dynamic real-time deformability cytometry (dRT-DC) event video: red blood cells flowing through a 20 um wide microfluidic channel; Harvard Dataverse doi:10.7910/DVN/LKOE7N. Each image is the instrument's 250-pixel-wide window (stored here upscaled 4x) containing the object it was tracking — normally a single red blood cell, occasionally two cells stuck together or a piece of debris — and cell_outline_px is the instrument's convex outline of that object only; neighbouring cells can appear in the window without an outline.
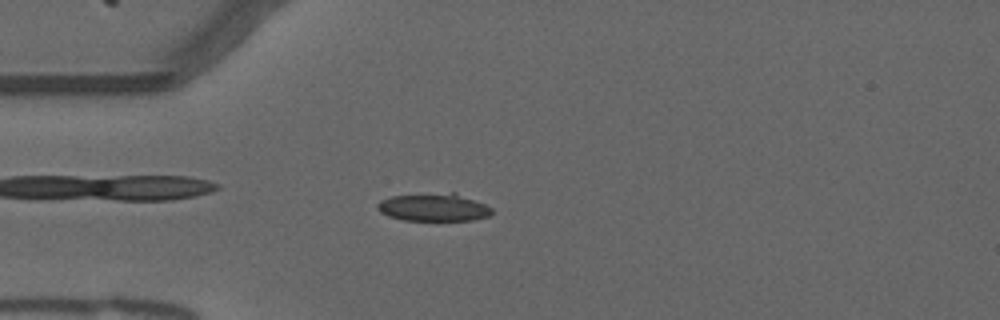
{"species": "common noctule bat (a hibernating species)", "species_latin": "Nyctalus noctula", "temperature_condition": "warm", "stored_images_in_passage": 54, "camera_frame_rate_fps": 3000, "um_per_image_px": 0.085, "animal": {"sex": "male", "forearm_length_mm": 52.5}, "frame": {"image": 1, "passage_image": 14, "time_ms": 4.333, "image_size_px": [1000, 320], "cell_outline_px": [[492, 212], [488, 216], [472, 220], [404, 220], [388, 216], [380, 212], [376, 208], [376, 204], [380, 200], [392, 196], [452, 192], [456, 192], [484, 204], [492, 208]], "centroid_in_image_um": [36.84, 17.62], "position_along_channel_um": 48.2, "area_um2": 18.5}}
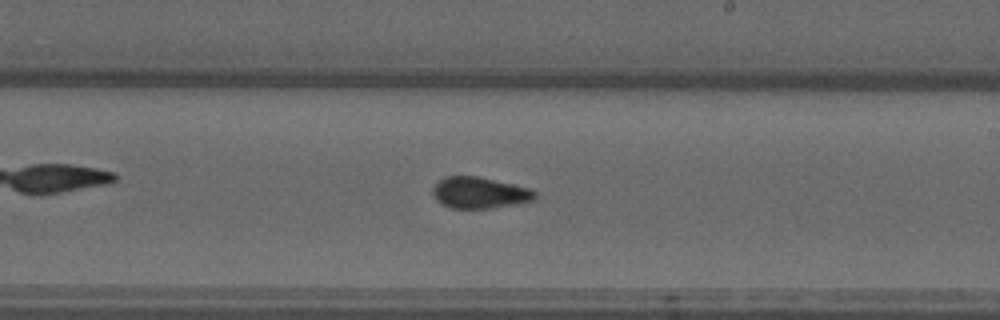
{"frame": {"image": 2, "passage_image": 31, "time_ms": 10.0, "image_size_px": [1000, 320], "cell_outline_px": [[536, 200], [516, 204], [492, 208], [452, 208], [440, 204], [436, 200], [432, 192], [432, 188], [444, 176], [476, 176], [532, 188], [536, 192]], "centroid_in_image_um": [40.78, 16.39], "position_along_channel_um": 248.2, "area_um2": 18.79}}
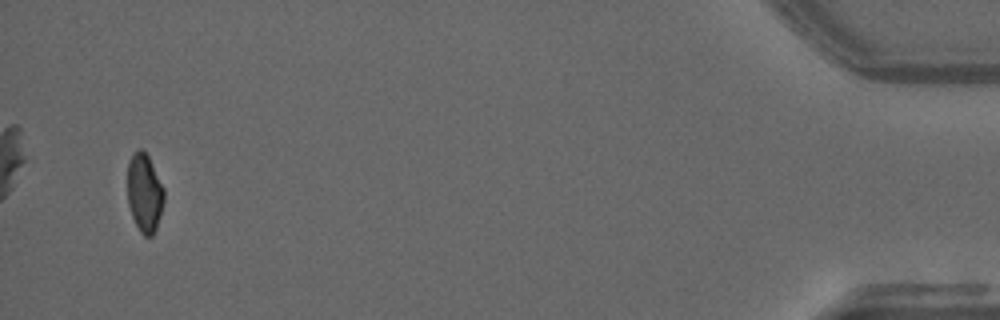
{"frame": {"image": 3, "passage_image": 52, "time_ms": 17.0, "image_size_px": [1000, 320], "cell_outline_px": [[164, 200], [156, 228], [152, 236], [144, 236], [140, 232], [132, 216], [128, 204], [128, 164], [136, 148], [140, 148], [148, 156], [164, 188]], "centroid_in_image_um": [12.28, 16.4], "position_along_channel_um": 422.9, "area_um2": 16.53}, "authors_computed_cell_mechanics": {"area_um2": 18.3515, "velocity_mm_per_s": 3.7505, "shape_relaxation_time_tau1_ms": null, "shape_relaxation_time_tau2_ms": 1.3018, "deformation_change_tau1": null, "deformation_change_tau2": 0.0704}}